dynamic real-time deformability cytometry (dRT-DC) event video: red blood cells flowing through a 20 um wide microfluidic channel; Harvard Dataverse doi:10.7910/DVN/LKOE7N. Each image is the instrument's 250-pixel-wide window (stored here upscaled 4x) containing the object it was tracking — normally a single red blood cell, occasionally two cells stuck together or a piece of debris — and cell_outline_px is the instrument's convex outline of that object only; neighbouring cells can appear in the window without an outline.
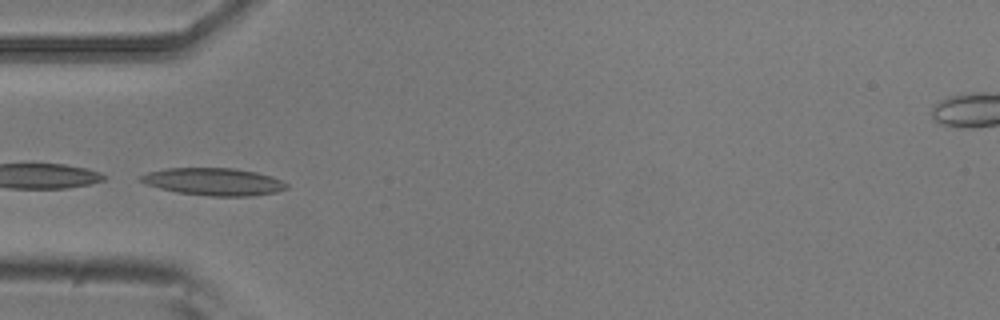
{"species": "common noctule bat (a hibernating species)", "species_latin": "Nyctalus noctula", "temperature_condition": "room temperature", "stored_images_in_passage": 7, "camera_frame_rate_fps": 3000, "um_per_image_px": 0.085, "animal": {"sex": "male", "body_mass_g": 20.5, "forearm_length_mm": 52.5}, "frame": {"image": 1, "passage_image": 4, "time_ms": 1.0, "image_size_px": [1000, 320], "cell_outline_px": [[288, 188], [276, 192], [252, 196], [212, 196], [176, 192], [160, 188], [148, 184], [140, 180], [140, 176], [148, 172], [164, 168], [232, 168], [256, 172], [272, 176], [288, 184]], "centroid_in_image_um": [18.19, 15.44], "position_along_channel_um": 66.8, "area_um2": 23.18}}
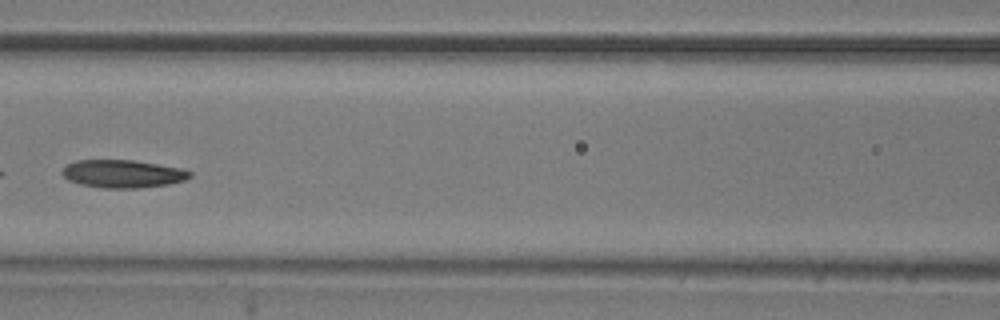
{"frame": {"image": 2, "passage_image": 6, "time_ms": 1.667, "image_size_px": [1000, 320], "cell_outline_px": [[192, 176], [184, 180], [168, 184], [140, 188], [104, 188], [80, 184], [68, 180], [60, 172], [68, 164], [76, 160], [132, 160], [184, 168], [192, 172]], "centroid_in_image_um": [10.46, 14.77], "position_along_channel_um": 156.1, "area_um2": 20.81}}
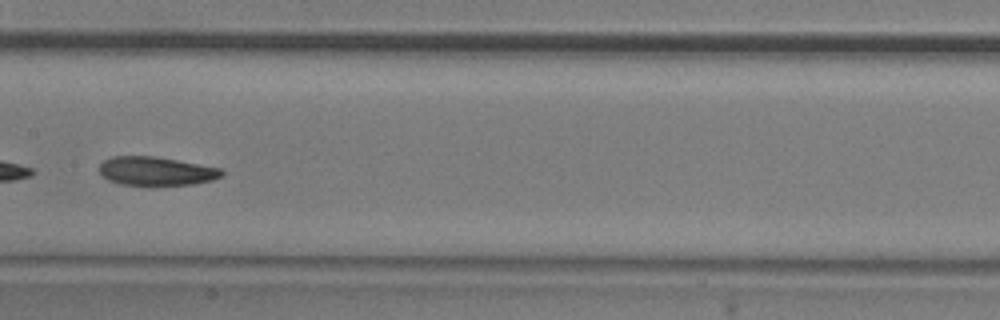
{"frame": {"image": 3, "passage_image": 7, "time_ms": 2.0, "image_size_px": [1000, 320], "cell_outline_px": [[224, 176], [212, 180], [192, 184], [156, 188], [120, 184], [108, 180], [100, 172], [100, 164], [104, 160], [112, 156], [152, 156], [176, 160], [220, 168], [224, 172]], "centroid_in_image_um": [13.27, 14.59], "position_along_channel_um": 194.1, "area_um2": 21.1}}